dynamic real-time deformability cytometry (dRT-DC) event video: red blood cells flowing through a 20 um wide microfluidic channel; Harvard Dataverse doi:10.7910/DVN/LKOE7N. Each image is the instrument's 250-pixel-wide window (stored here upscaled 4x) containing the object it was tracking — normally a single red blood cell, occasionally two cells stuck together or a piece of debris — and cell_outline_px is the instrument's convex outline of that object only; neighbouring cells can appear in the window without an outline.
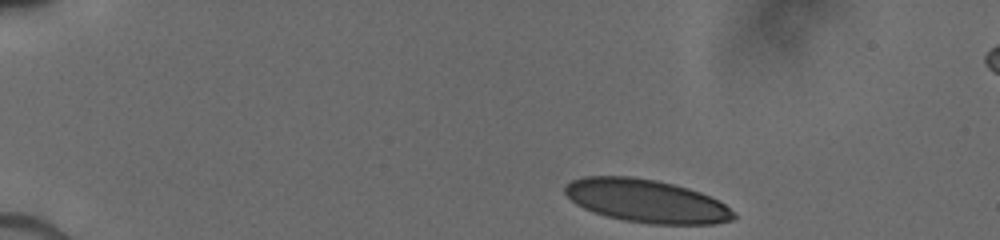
{"species": "human", "species_latin": "Homo sapiens", "temperature_condition": "cold", "stored_images_in_passage": 29, "camera_frame_rate_fps": 3000, "um_per_image_px": 0.085, "donor": {"sex": "male"}, "frame": {"image": 1, "passage_image": 1, "time_ms": 0.0, "image_size_px": [1000, 240], "cell_outline_px": [[736, 216], [732, 220], [712, 224], [652, 224], [624, 220], [608, 216], [584, 208], [576, 204], [564, 192], [564, 184], [572, 180], [584, 176], [632, 176], [656, 180], [688, 188], [700, 192], [724, 204]], "centroid_in_image_um": [54.9, 17.07], "position_along_channel_um": 30.1, "area_um2": 42.02}}
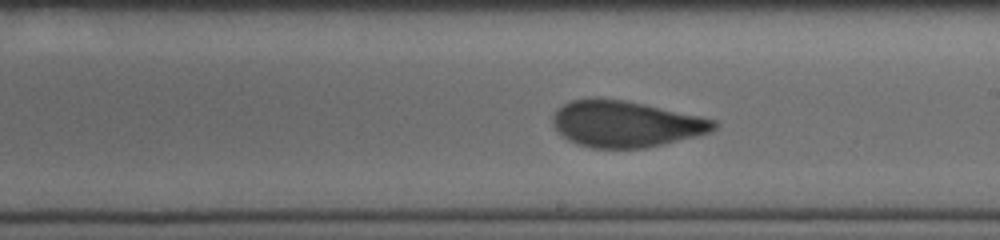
{"frame": {"image": 2, "passage_image": 18, "time_ms": 7.333, "image_size_px": [1000, 240], "cell_outline_px": [[720, 124], [716, 128], [708, 132], [696, 136], [644, 148], [592, 148], [576, 144], [568, 140], [552, 124], [552, 116], [564, 104], [572, 100], [596, 96], [624, 100], [644, 104], [700, 116], [716, 120]], "centroid_in_image_um": [53.17, 10.52], "position_along_channel_um": 235.8, "area_um2": 43.41}}
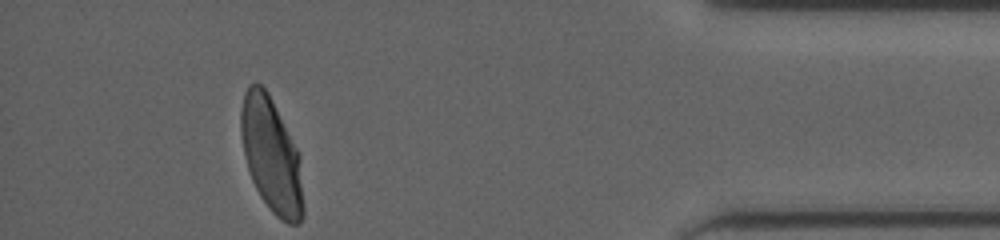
{"frame": {"image": 3, "passage_image": 29, "time_ms": 12.667, "image_size_px": [1000, 240], "cell_outline_px": [[304, 216], [300, 224], [288, 224], [280, 220], [272, 212], [260, 196], [252, 180], [244, 156], [240, 132], [240, 108], [244, 92], [248, 84], [256, 80], [268, 92], [300, 156], [304, 208]], "centroid_in_image_um": [23.05, 13.21], "position_along_channel_um": 412.1, "area_um2": 41.96}}